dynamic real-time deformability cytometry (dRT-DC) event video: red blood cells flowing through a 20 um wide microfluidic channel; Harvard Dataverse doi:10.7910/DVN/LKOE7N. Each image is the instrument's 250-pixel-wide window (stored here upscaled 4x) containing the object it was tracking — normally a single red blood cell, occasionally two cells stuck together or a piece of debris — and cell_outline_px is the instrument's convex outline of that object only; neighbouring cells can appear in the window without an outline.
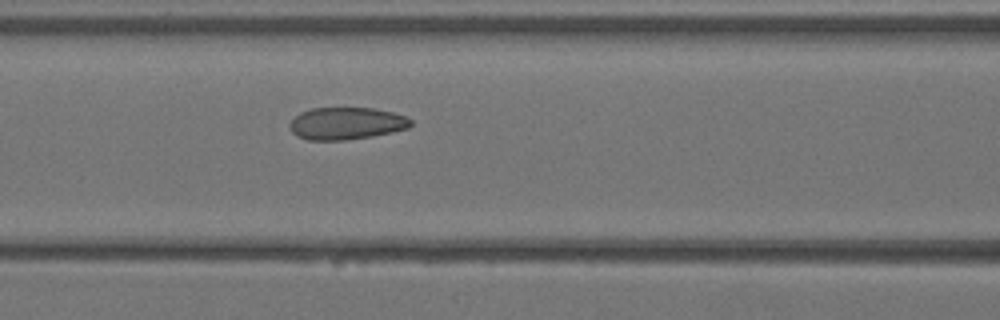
{"species": "Egyptian fruit bat (a non-hibernating species)", "species_latin": "Rousettus aegyptiacus", "temperature_condition": "warm", "stored_images_in_passage": 6, "camera_frame_rate_fps": 3000, "um_per_image_px": 0.085, "animal": {"sex": "female"}, "frame": {"image": 1, "passage_image": 6, "time_ms": 1.667, "image_size_px": [1000, 320], "cell_outline_px": [[412, 124], [408, 128], [392, 132], [372, 136], [344, 140], [308, 140], [296, 136], [292, 132], [288, 124], [300, 112], [312, 108], [376, 108], [392, 112], [404, 116], [412, 120]], "centroid_in_image_um": [29.42, 10.49], "position_along_channel_um": 137.2, "area_um2": 22.77}}